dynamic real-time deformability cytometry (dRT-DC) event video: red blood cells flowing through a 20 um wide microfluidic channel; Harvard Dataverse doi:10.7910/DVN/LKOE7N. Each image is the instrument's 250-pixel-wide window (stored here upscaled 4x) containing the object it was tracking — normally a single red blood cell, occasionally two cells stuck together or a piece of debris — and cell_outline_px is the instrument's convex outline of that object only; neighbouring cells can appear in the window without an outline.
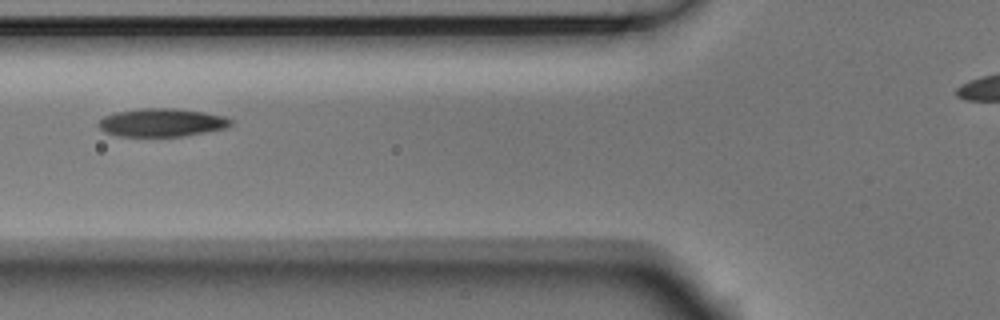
{"species": "Egyptian fruit bat (a non-hibernating species)", "species_latin": "Rousettus aegyptiacus", "temperature_condition": "room temperature", "stored_images_in_passage": 2, "camera_frame_rate_fps": 3000, "um_per_image_px": 0.085, "animal": {"sex": "male"}, "frame": {"image": 1, "passage_image": 2, "time_ms": 0.333, "image_size_px": [1000, 320], "cell_outline_px": [[232, 124], [228, 128], [184, 136], [120, 136], [104, 132], [96, 124], [104, 116], [116, 112], [140, 108], [172, 108], [204, 112], [224, 116], [232, 120]], "centroid_in_image_um": [13.76, 10.41], "position_along_channel_um": 112.0, "area_um2": 21.79}}